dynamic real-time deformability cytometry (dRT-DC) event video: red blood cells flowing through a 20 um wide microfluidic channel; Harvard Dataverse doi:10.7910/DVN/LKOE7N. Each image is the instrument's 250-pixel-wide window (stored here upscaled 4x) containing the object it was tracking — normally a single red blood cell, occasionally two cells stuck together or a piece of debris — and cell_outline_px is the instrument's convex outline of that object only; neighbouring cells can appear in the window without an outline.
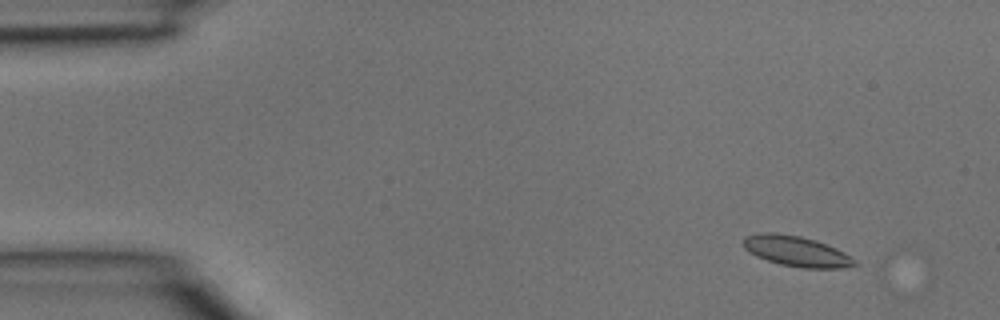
{"species": "common noctule bat (a hibernating species)", "species_latin": "Nyctalus noctula", "temperature_condition": "room temperature", "stored_images_in_passage": 4, "segment_of_instrument_passage": [2, 2], "camera_frame_rate_fps": 3000, "um_per_image_px": 0.085, "animal": {"sex": "male", "body_mass_g": 15.6}, "frame": {"image": 1, "passage_image": 4, "time_ms": 1.0, "image_size_px": [1000, 320], "cell_outline_px": [[860, 264], [844, 268], [804, 268], [780, 264], [756, 256], [748, 252], [744, 248], [744, 236], [764, 232], [776, 232], [800, 236], [816, 240], [836, 248], [844, 252], [856, 260]], "centroid_in_image_um": [67.71, 21.35], "position_along_channel_um": 17.3, "area_um2": 19.83}}